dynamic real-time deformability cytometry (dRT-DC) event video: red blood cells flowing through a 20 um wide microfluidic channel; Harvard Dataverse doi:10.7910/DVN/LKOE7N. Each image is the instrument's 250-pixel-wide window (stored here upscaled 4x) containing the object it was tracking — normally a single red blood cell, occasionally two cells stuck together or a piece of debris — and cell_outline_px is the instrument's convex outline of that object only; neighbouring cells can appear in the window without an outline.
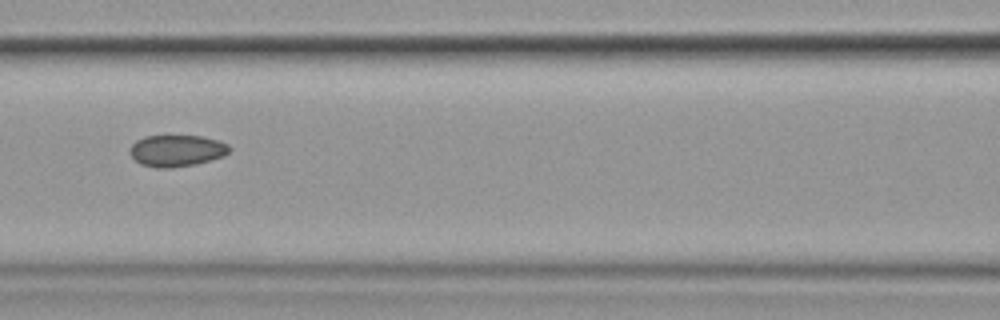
{"species": "common noctule bat (a hibernating species)", "species_latin": "Nyctalus noctula", "temperature_condition": "cold", "stored_images_in_passage": 8, "camera_frame_rate_fps": 3000, "um_per_image_px": 0.085, "animal": {"sex": "female", "body_mass_g": 19.9}, "frame": {"image": 1, "passage_image": 4, "time_ms": 3.333, "image_size_px": [1000, 320], "cell_outline_px": [[232, 148], [224, 156], [196, 164], [168, 168], [156, 168], [140, 164], [128, 152], [132, 144], [136, 140], [144, 136], [200, 136], [220, 140], [228, 144]], "centroid_in_image_um": [15.02, 12.8], "position_along_channel_um": 151.6, "area_um2": 18.44}}
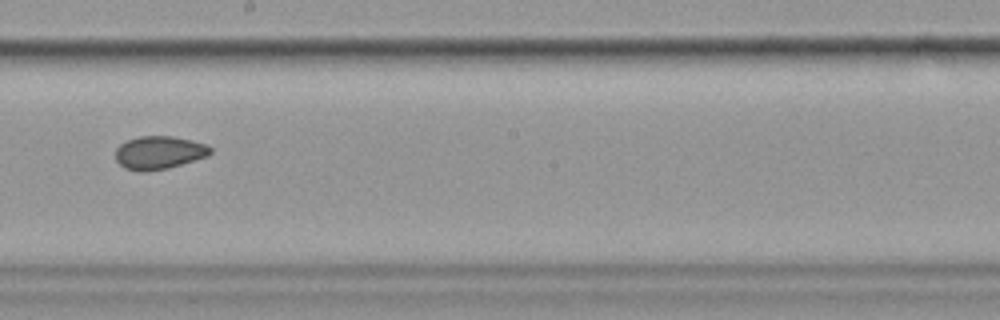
{"frame": {"image": 2, "passage_image": 6, "time_ms": 5.667, "image_size_px": [1000, 320], "cell_outline_px": [[212, 152], [208, 156], [168, 168], [144, 172], [140, 172], [124, 168], [116, 160], [116, 148], [120, 144], [128, 140], [140, 136], [172, 136], [192, 140], [208, 144], [212, 148]], "centroid_in_image_um": [13.54, 12.97], "position_along_channel_um": 234.7, "area_um2": 18.44}}
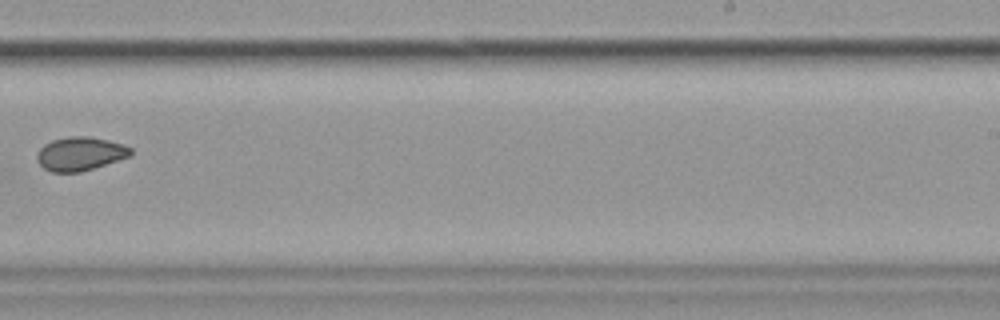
{"frame": {"image": 3, "passage_image": 7, "time_ms": 7.0, "image_size_px": [1000, 320], "cell_outline_px": [[132, 156], [80, 172], [52, 172], [44, 168], [36, 160], [36, 156], [40, 148], [44, 144], [52, 140], [68, 136], [88, 136], [108, 140], [124, 144], [132, 148]], "centroid_in_image_um": [6.83, 13.06], "position_along_channel_um": 282.2, "area_um2": 18.5}}